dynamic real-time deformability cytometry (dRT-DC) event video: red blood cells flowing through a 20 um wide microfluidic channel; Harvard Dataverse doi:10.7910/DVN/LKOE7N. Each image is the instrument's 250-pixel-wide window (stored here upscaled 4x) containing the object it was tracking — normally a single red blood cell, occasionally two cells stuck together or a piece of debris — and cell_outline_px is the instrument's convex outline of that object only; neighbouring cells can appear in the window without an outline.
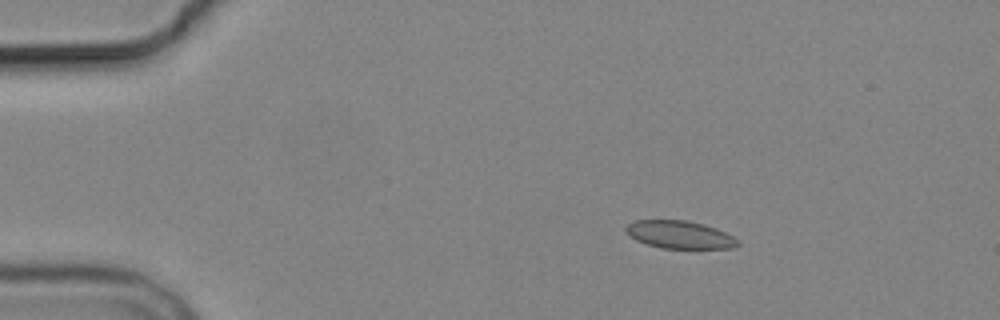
{"species": "common noctule bat (a hibernating species)", "species_latin": "Nyctalus noctula", "temperature_condition": "cold", "stored_images_in_passage": 5, "camera_frame_rate_fps": 3000, "um_per_image_px": 0.085, "animal": {"sex": "male", "body_mass_g": 19.2, "forearm_length_mm": 51.8}, "frame": {"image": 1, "passage_image": 3, "time_ms": 3.0, "image_size_px": [1000, 320], "cell_outline_px": [[740, 244], [736, 248], [660, 248], [636, 240], [624, 228], [632, 220], [688, 220], [704, 224], [716, 228], [740, 240]], "centroid_in_image_um": [57.81, 19.94], "position_along_channel_um": 27.2, "area_um2": 18.09}}